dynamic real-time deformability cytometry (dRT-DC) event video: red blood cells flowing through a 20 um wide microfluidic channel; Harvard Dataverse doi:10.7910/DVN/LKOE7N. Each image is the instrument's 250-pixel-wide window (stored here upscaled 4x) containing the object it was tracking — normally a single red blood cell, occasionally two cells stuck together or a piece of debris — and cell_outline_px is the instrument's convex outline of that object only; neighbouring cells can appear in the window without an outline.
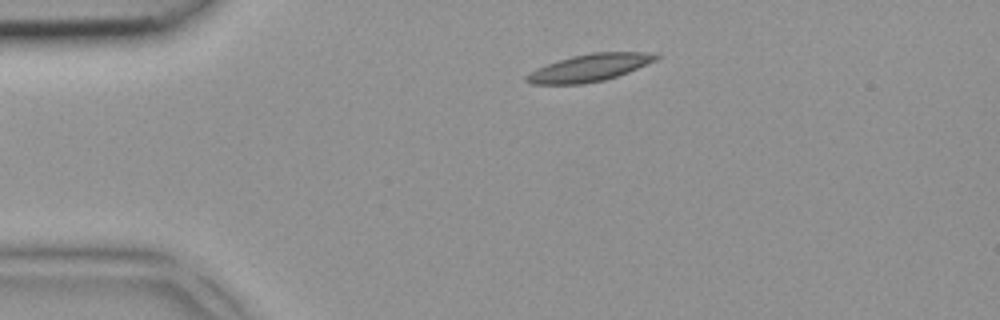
{"species": "common noctule bat (a hibernating species)", "species_latin": "Nyctalus noctula", "temperature_condition": "room temperature", "stored_images_in_passage": 2, "camera_frame_rate_fps": 3000, "um_per_image_px": 0.085, "animal": {"sex": "female", "body_mass_g": 18.4}, "frame": {"image": 1, "passage_image": 2, "time_ms": 0.333, "image_size_px": [1000, 320], "cell_outline_px": [[660, 56], [656, 60], [628, 72], [604, 80], [580, 84], [532, 84], [524, 80], [524, 76], [548, 64], [572, 56], [592, 52], [644, 52]], "centroid_in_image_um": [50.1, 5.76], "position_along_channel_um": 34.9, "area_um2": 20.17}}